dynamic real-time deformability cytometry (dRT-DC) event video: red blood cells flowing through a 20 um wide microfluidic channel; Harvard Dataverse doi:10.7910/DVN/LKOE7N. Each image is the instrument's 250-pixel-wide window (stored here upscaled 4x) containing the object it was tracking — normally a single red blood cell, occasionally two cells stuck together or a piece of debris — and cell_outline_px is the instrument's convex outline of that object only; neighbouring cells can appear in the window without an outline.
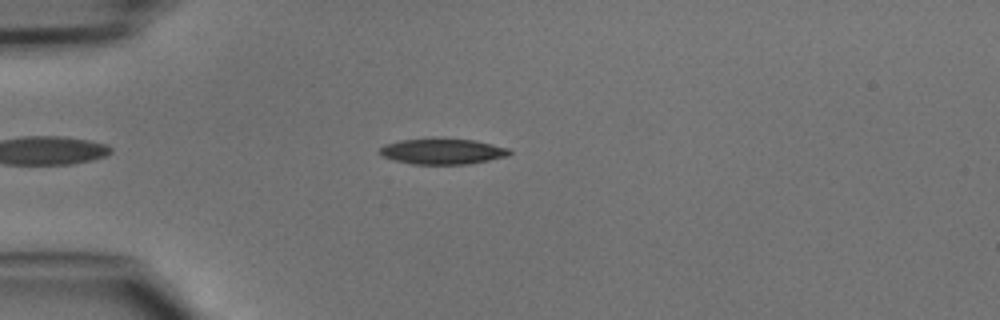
{"species": "common noctule bat (a hibernating species)", "species_latin": "Nyctalus noctula", "temperature_condition": "cold", "stored_images_in_passage": 42, "camera_frame_rate_fps": 3000, "um_per_image_px": 0.085, "animal": {"sex": "male", "body_mass_g": 15.6}, "frame": {"image": 1, "passage_image": 8, "time_ms": 2.333, "image_size_px": [1000, 320], "cell_outline_px": [[512, 152], [508, 156], [468, 164], [412, 164], [380, 156], [376, 152], [384, 144], [400, 140], [476, 140], [508, 148]], "centroid_in_image_um": [37.58, 12.89], "position_along_channel_um": 47.4, "area_um2": 19.02}}
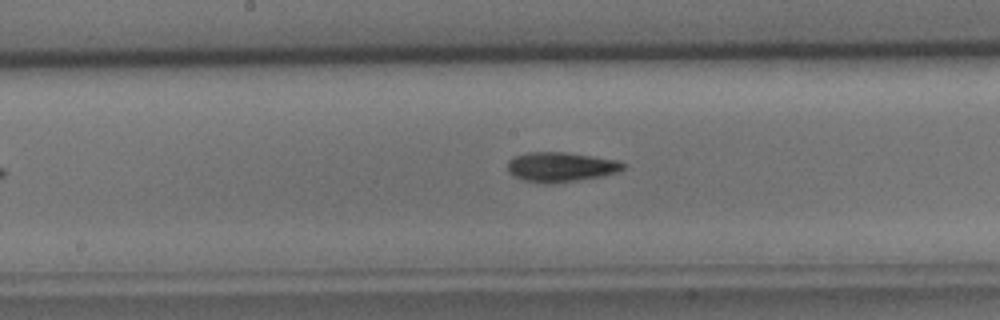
{"frame": {"image": 2, "passage_image": 20, "time_ms": 6.333, "image_size_px": [1000, 320], "cell_outline_px": [[624, 168], [620, 172], [604, 176], [552, 184], [544, 184], [524, 180], [508, 172], [508, 160], [512, 156], [528, 152], [564, 152], [592, 156], [616, 160], [624, 164]], "centroid_in_image_um": [47.65, 14.2], "position_along_channel_um": 200.5, "area_um2": 20.11}}
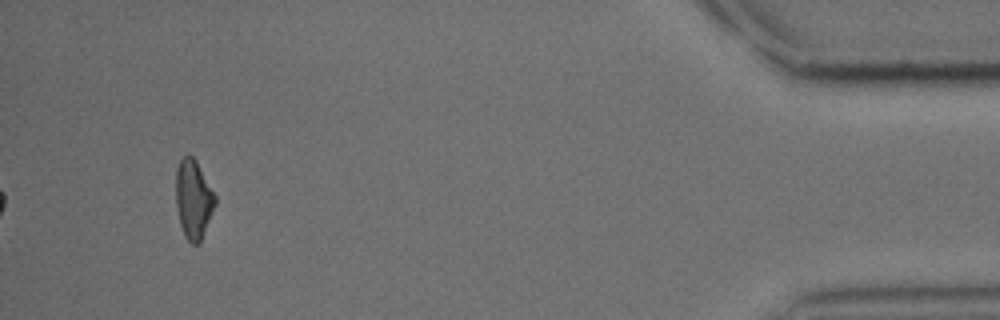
{"frame": {"image": 3, "passage_image": 40, "time_ms": 13.0, "image_size_px": [1000, 320], "cell_outline_px": [[216, 204], [200, 244], [192, 244], [184, 236], [180, 224], [176, 208], [176, 168], [180, 160], [188, 152], [196, 160], [216, 196]], "centroid_in_image_um": [16.44, 16.94], "position_along_channel_um": 418.8, "area_um2": 18.26}}